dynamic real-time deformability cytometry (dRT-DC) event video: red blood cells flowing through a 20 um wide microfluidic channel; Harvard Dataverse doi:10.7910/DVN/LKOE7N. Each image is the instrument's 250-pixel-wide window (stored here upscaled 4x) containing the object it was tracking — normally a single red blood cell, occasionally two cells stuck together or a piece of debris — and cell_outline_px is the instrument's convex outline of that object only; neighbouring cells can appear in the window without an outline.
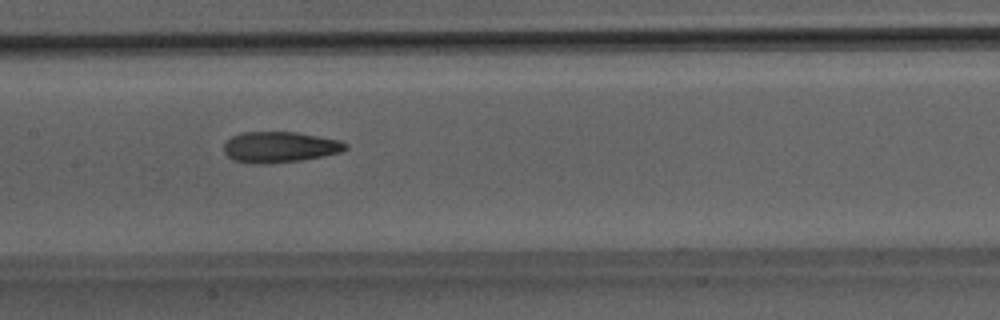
{"species": "Egyptian fruit bat (a non-hibernating species)", "species_latin": "Rousettus aegyptiacus", "temperature_condition": "room temperature", "stored_images_in_passage": 48, "camera_frame_rate_fps": 3000, "um_per_image_px": 0.085, "animal": {"sex": "male"}, "frame": {"image": 1, "passage_image": 23, "time_ms": 7.333, "image_size_px": [1000, 320], "cell_outline_px": [[348, 148], [340, 152], [324, 156], [300, 160], [268, 164], [252, 164], [232, 160], [224, 152], [224, 144], [232, 136], [240, 132], [296, 132], [340, 140], [348, 144]], "centroid_in_image_um": [23.77, 12.51], "position_along_channel_um": 183.6, "area_um2": 22.02}}
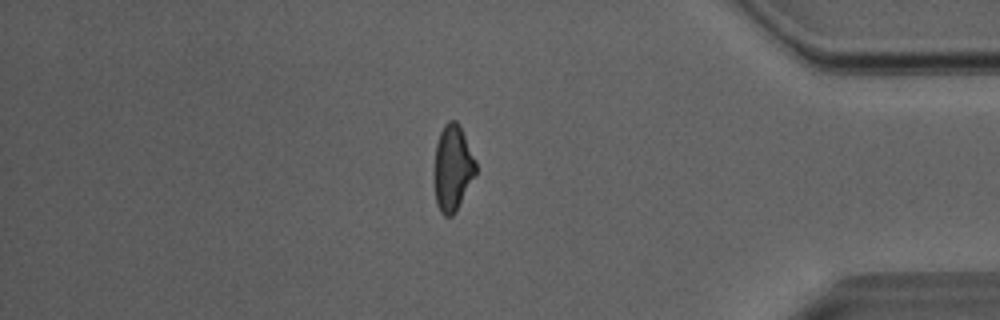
{"frame": {"image": 2, "passage_image": 41, "time_ms": 13.333, "image_size_px": [1000, 320], "cell_outline_px": [[476, 172], [456, 212], [452, 216], [444, 216], [440, 212], [436, 204], [436, 144], [440, 132], [444, 124], [448, 120], [456, 120], [460, 124], [476, 160]], "centroid_in_image_um": [38.5, 14.25], "position_along_channel_um": 396.7, "area_um2": 20.52}}
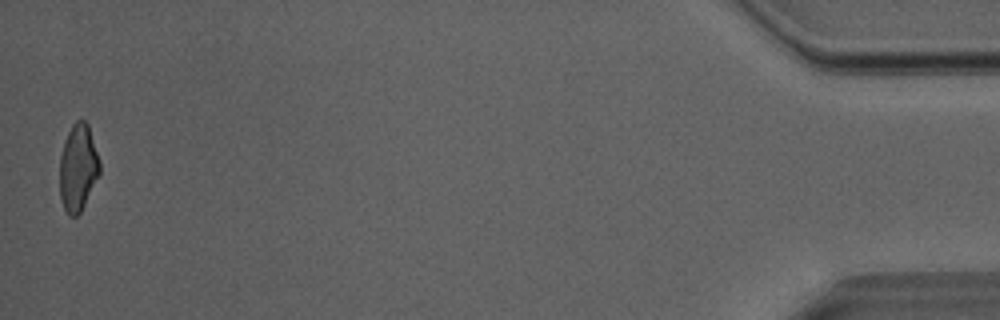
{"frame": {"image": 3, "passage_image": 48, "time_ms": 15.667, "image_size_px": [1000, 320], "cell_outline_px": [[100, 172], [80, 212], [76, 216], [68, 216], [64, 208], [60, 196], [60, 156], [64, 140], [72, 124], [76, 120], [84, 120], [88, 124], [100, 160]], "centroid_in_image_um": [6.63, 14.23], "position_along_channel_um": 428.6, "area_um2": 20.17}, "authors_computed_cell_mechanics": {"area_um2": 21.9062, "velocity_mm_per_s": 4.0704, "shape_relaxation_time_tau1_ms": null, "shape_relaxation_time_tau2_ms": 5.8588, "deformation_change_tau1": null, "deformation_change_tau2": 0.1472}}